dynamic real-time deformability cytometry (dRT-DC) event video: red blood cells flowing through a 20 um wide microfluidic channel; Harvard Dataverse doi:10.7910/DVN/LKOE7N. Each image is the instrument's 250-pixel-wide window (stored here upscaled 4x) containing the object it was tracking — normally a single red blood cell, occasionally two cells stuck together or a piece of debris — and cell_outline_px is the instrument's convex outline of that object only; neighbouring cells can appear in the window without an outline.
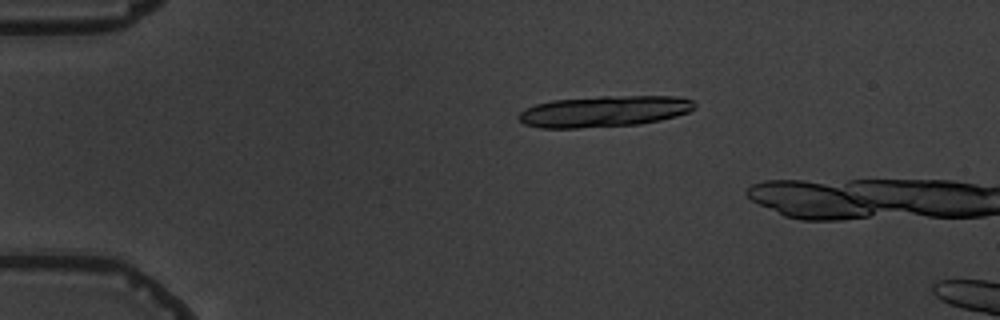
{"species": "common noctule bat (a hibernating species)", "species_latin": "Nyctalus noctula", "temperature_condition": "warm", "stored_images_in_passage": 6, "camera_frame_rate_fps": 3000, "um_per_image_px": 0.085, "animal": {"sex": "male", "body_mass_g": 19.5, "forearm_length_mm": 54.6}, "frame": {"image": 1, "passage_image": 4, "time_ms": 3.667, "image_size_px": [1000, 320], "cell_outline_px": [[696, 108], [688, 112], [676, 116], [660, 120], [640, 124], [576, 128], [540, 128], [524, 124], [516, 116], [524, 108], [536, 104], [552, 100], [600, 96], [680, 96], [692, 100], [696, 104]], "centroid_in_image_um": [51.35, 9.46], "position_along_channel_um": 33.7, "area_um2": 32.19}}